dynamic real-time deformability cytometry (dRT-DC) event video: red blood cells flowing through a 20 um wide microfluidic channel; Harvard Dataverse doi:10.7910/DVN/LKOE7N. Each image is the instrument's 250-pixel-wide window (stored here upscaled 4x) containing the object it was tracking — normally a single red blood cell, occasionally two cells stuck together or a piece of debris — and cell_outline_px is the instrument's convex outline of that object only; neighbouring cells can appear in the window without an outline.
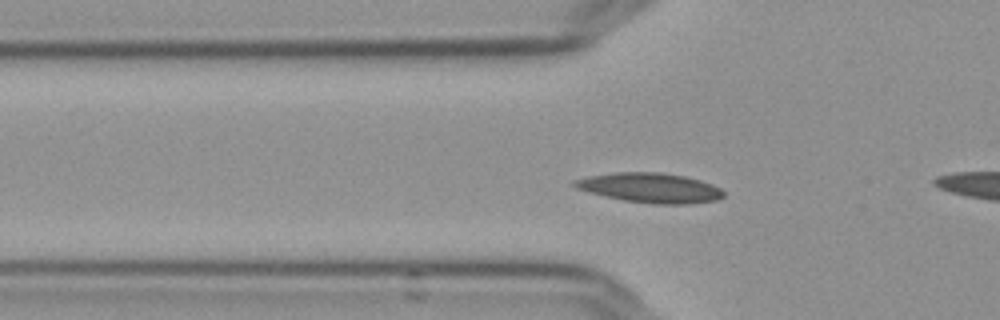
{"species": "Egyptian fruit bat (a non-hibernating species)", "species_latin": "Rousettus aegyptiacus", "temperature_condition": "cold", "stored_images_in_passage": 39, "camera_frame_rate_fps": 3000, "um_per_image_px": 0.085, "frame": {"image": 1, "passage_image": 9, "time_ms": 2.667, "image_size_px": [1000, 320], "cell_outline_px": [[724, 196], [716, 200], [692, 204], [656, 204], [624, 200], [588, 192], [576, 188], [572, 184], [572, 180], [588, 176], [616, 172], [660, 172], [684, 176], [700, 180], [712, 184], [720, 188], [724, 192]], "centroid_in_image_um": [55.26, 15.96], "position_along_channel_um": 70.5, "area_um2": 25.84}}
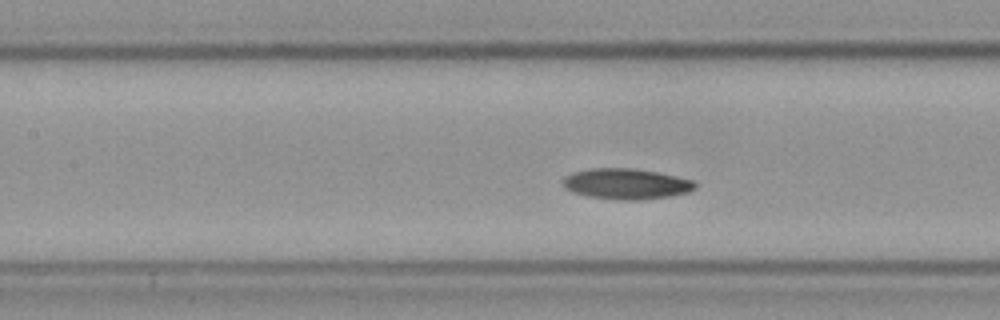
{"frame": {"image": 2, "passage_image": 16, "time_ms": 5.0, "image_size_px": [1000, 320], "cell_outline_px": [[696, 188], [688, 192], [668, 196], [640, 200], [620, 200], [588, 196], [572, 192], [564, 188], [564, 176], [572, 172], [588, 168], [632, 168], [656, 172], [676, 176], [692, 180], [696, 184]], "centroid_in_image_um": [53.2, 15.62], "position_along_channel_um": 154.2, "area_um2": 23.58}}
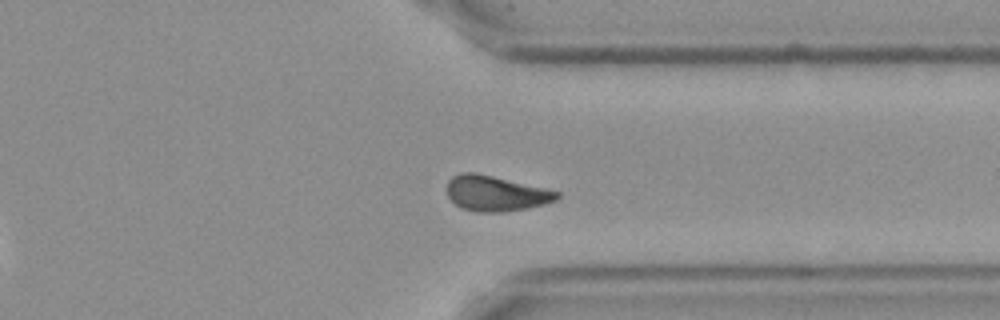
{"frame": {"image": 3, "passage_image": 34, "time_ms": 11.0, "image_size_px": [1000, 320], "cell_outline_px": [[560, 196], [556, 200], [544, 204], [528, 208], [504, 212], [476, 212], [460, 208], [448, 196], [448, 180], [452, 176], [460, 172], [472, 172], [492, 176], [548, 188], [560, 192]], "centroid_in_image_um": [42.16, 16.44], "position_along_channel_um": 369.2, "area_um2": 22.77}, "authors_computed_cell_mechanics": {"area_um2": 22.9466, "velocity_mm_per_s": 3.5888, "shape_relaxation_time_tau1_ms": 4.3014, "shape_relaxation_time_tau2_ms": 5.8919, "deformation_change_tau1": 0.1155, "deformation_change_tau2": 0.1113}}